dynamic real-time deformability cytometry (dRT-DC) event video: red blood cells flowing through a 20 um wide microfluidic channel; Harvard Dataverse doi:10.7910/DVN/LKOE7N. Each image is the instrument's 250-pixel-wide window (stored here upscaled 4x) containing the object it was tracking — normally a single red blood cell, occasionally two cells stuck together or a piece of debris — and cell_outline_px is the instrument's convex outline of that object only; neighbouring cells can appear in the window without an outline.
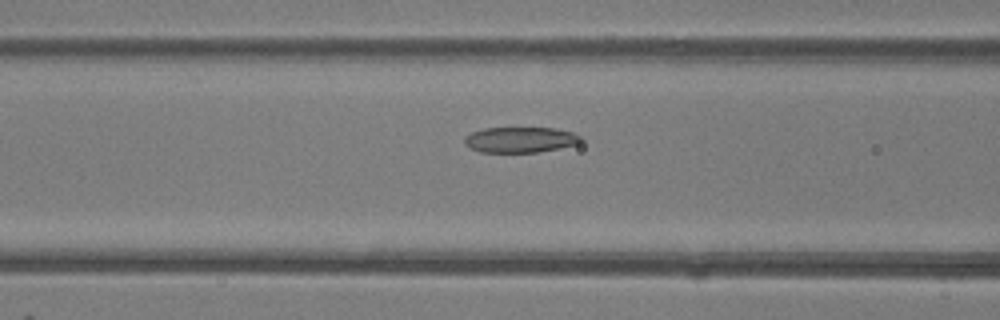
{"species": "common noctule bat (a hibernating species)", "species_latin": "Nyctalus noctula", "temperature_condition": "room temperature", "stored_images_in_passage": 42, "camera_frame_rate_fps": 3000, "um_per_image_px": 0.085, "animal": {"sex": "female"}, "frame": {"image": 1, "passage_image": 12, "time_ms": 3.667, "image_size_px": [1000, 320], "cell_outline_px": [[584, 140], [580, 144], [560, 148], [536, 152], [480, 152], [464, 144], [464, 136], [472, 132], [484, 128], [552, 128], [572, 132], [580, 136]], "centroid_in_image_um": [44.24, 11.88], "position_along_channel_um": 122.4, "area_um2": 17.4}}
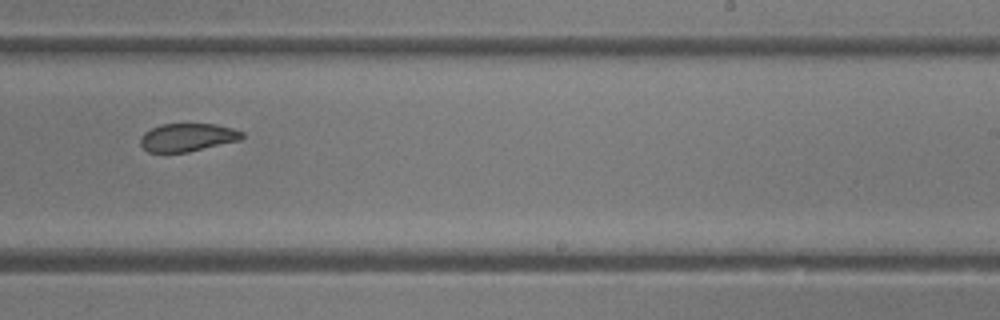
{"frame": {"image": 2, "passage_image": 23, "time_ms": 7.333, "image_size_px": [1000, 320], "cell_outline_px": [[244, 136], [240, 140], [188, 152], [148, 152], [140, 144], [140, 136], [144, 132], [160, 124], [216, 124], [232, 128], [244, 132]], "centroid_in_image_um": [15.93, 11.67], "position_along_channel_um": 273.1, "area_um2": 16.65}}
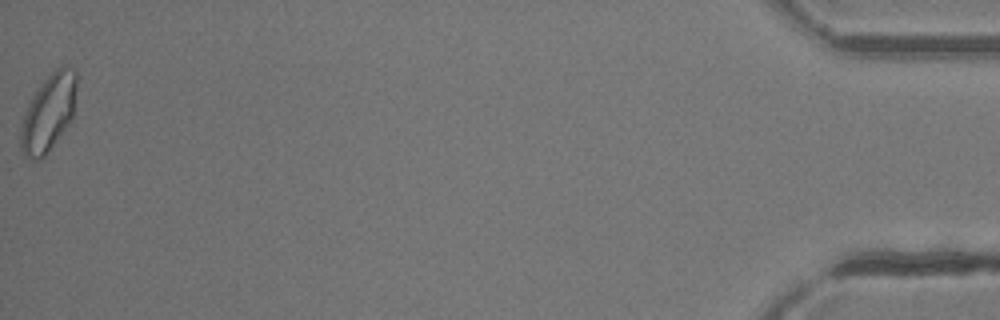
{"frame": {"image": 3, "passage_image": 42, "time_ms": 13.667, "image_size_px": [1000, 320], "cell_outline_px": [[76, 88], [72, 120], [44, 156], [40, 160], [28, 160], [24, 156], [20, 148], [20, 128], [28, 104], [44, 80], [60, 64], [76, 68]], "centroid_in_image_um": [4.12, 9.59], "position_along_channel_um": 431.1, "area_um2": 25.03}, "authors_computed_cell_mechanics": {"area_um2": 18.7272, "velocity_mm_per_s": 4.1128, "shape_relaxation_time_tau1_ms": null, "shape_relaxation_time_tau2_ms": 2.0253, "deformation_change_tau1": null, "deformation_change_tau2": 0.0638}}